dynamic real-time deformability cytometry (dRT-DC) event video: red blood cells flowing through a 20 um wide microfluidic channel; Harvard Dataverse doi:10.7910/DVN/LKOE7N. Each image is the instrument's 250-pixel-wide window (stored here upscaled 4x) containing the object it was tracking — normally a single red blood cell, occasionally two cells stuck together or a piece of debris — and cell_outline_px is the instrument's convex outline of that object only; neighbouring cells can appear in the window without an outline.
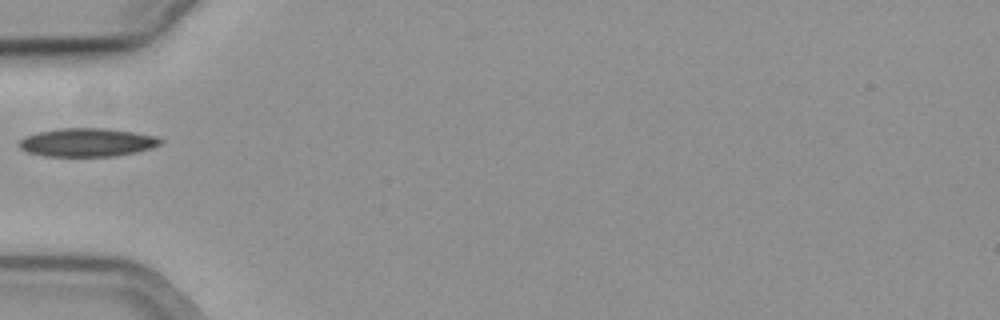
{"species": "common noctule bat (a hibernating species)", "species_latin": "Nyctalus noctula", "temperature_condition": "cold", "stored_images_in_passage": 26, "camera_frame_rate_fps": 3000, "um_per_image_px": 0.085, "animal": {"sex": "female", "body_mass_g": 19.3, "forearm_length_mm": 54.1}, "frame": {"image": 1, "passage_image": 1, "time_ms": 0.0, "image_size_px": [1000, 320], "cell_outline_px": [[164, 140], [160, 144], [136, 152], [112, 156], [44, 156], [28, 152], [20, 148], [16, 144], [24, 136], [36, 132], [60, 128], [108, 128], [156, 136]], "centroid_in_image_um": [7.35, 12.09], "position_along_channel_um": 77.6, "area_um2": 23.41}}
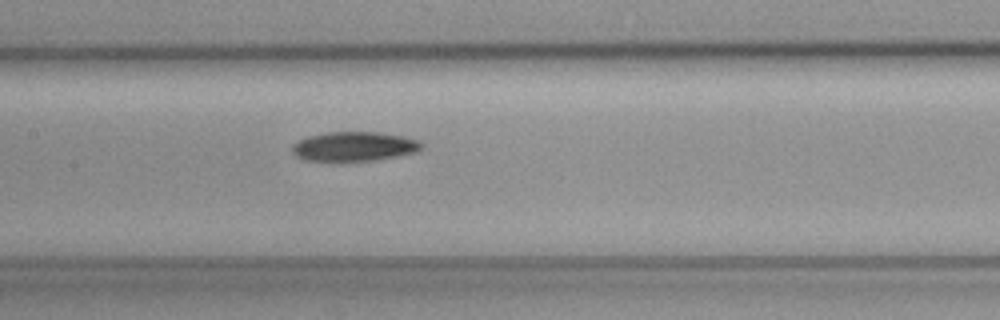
{"frame": {"image": 2, "passage_image": 9, "time_ms": 2.667, "image_size_px": [1000, 320], "cell_outline_px": [[424, 148], [416, 152], [400, 156], [376, 160], [340, 164], [332, 164], [304, 160], [296, 156], [292, 152], [292, 144], [308, 136], [328, 132], [380, 132], [404, 136], [416, 140], [424, 144]], "centroid_in_image_um": [30.08, 12.5], "position_along_channel_um": 177.3, "area_um2": 23.29}}
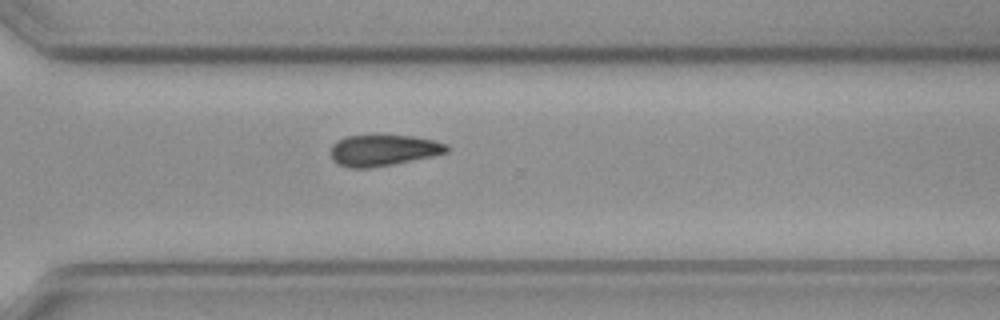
{"frame": {"image": 3, "passage_image": 22, "time_ms": 7.0, "image_size_px": [1000, 320], "cell_outline_px": [[448, 152], [432, 156], [392, 164], [368, 168], [348, 168], [336, 164], [332, 160], [332, 144], [336, 140], [344, 136], [412, 136], [432, 140], [448, 144]], "centroid_in_image_um": [32.54, 12.78], "position_along_channel_um": 338.1, "area_um2": 20.92}}